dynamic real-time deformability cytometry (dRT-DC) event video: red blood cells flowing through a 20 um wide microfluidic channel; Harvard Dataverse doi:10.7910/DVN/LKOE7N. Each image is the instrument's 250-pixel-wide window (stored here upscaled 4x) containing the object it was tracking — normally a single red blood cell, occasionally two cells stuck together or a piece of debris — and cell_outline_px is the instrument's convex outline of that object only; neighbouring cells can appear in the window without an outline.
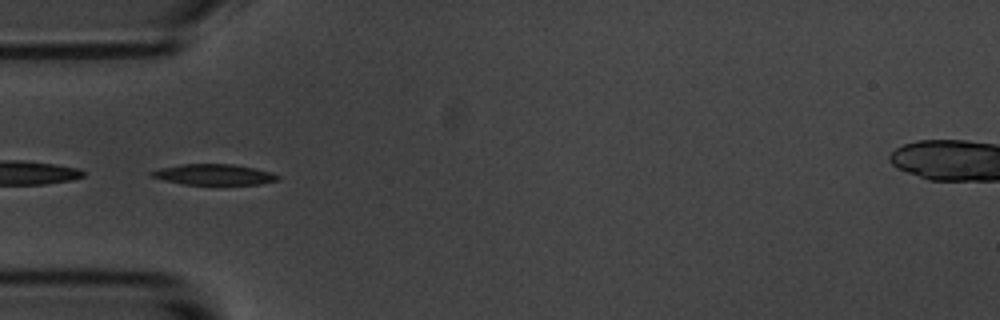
{"species": "common noctule bat (a hibernating species)", "species_latin": "Nyctalus noctula", "temperature_condition": "room temperature", "stored_images_in_passage": 6, "segment_of_instrument_passage": [2, 2], "camera_frame_rate_fps": 3000, "um_per_image_px": 0.085, "animal": {"sex": "male", "body_mass_g": 20.1, "forearm_length_mm": 53.5}, "frame": {"image": 1, "passage_image": 6, "time_ms": 5.667, "image_size_px": [1000, 320], "cell_outline_px": [[280, 180], [260, 184], [184, 184], [164, 180], [148, 176], [148, 172], [160, 168], [180, 164], [232, 164], [272, 172], [280, 176]], "centroid_in_image_um": [18.16, 14.83], "position_along_channel_um": 66.8, "area_um2": 15.26}}